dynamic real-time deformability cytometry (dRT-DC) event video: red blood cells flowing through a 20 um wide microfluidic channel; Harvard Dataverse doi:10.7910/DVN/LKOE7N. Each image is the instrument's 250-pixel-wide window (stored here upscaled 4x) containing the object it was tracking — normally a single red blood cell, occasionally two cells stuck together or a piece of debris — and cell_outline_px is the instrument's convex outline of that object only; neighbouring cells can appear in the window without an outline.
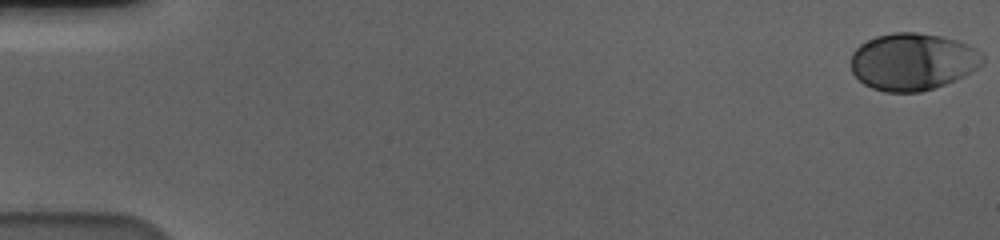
{"species": "human", "species_latin": "Homo sapiens", "temperature_condition": "cold", "stored_images_in_passage": 59, "camera_frame_rate_fps": 3000, "um_per_image_px": 0.085, "donor": {"sex": "male"}, "frame": {"image": 1, "passage_image": 1, "time_ms": 0.0, "image_size_px": [1000, 240], "cell_outline_px": [[984, 60], [976, 68], [964, 76], [956, 80], [920, 92], [884, 92], [872, 88], [864, 84], [852, 72], [852, 52], [860, 44], [876, 36], [892, 32], [916, 32], [940, 36], [960, 40], [976, 48], [984, 56]], "centroid_in_image_um": [77.58, 5.23], "position_along_channel_um": 7.4, "area_um2": 43.93}}
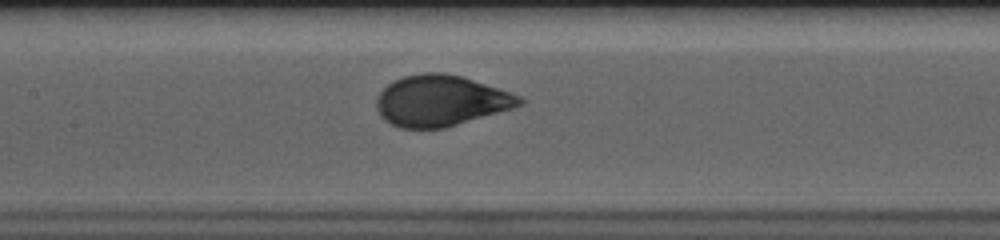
{"frame": {"image": 2, "passage_image": 29, "time_ms": 9.333, "image_size_px": [1000, 240], "cell_outline_px": [[524, 104], [512, 108], [444, 128], [400, 128], [384, 120], [380, 116], [376, 108], [376, 100], [380, 92], [388, 84], [404, 76], [424, 72], [444, 72], [460, 76], [520, 96], [524, 100]], "centroid_in_image_um": [37.42, 8.56], "position_along_channel_um": 170.0, "area_um2": 41.96}}
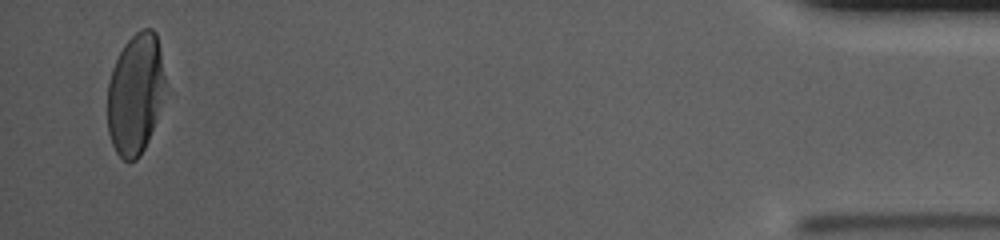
{"frame": {"image": 3, "passage_image": 57, "time_ms": 18.667, "image_size_px": [1000, 240], "cell_outline_px": [[168, 88], [148, 140], [140, 156], [136, 160], [124, 160], [116, 152], [112, 144], [108, 132], [108, 80], [112, 68], [124, 44], [140, 28], [152, 28], [156, 32], [160, 48]], "centroid_in_image_um": [11.54, 7.95], "position_along_channel_um": 423.7, "area_um2": 41.21}, "authors_computed_cell_mechanics": {"area_um2": 42.6564, "velocity_mm_per_s": 3.5705, "shape_relaxation_time_tau1_ms": 3.0143, "shape_relaxation_time_tau2_ms": null, "deformation_change_tau1": 0.1531, "deformation_change_tau2": null}}